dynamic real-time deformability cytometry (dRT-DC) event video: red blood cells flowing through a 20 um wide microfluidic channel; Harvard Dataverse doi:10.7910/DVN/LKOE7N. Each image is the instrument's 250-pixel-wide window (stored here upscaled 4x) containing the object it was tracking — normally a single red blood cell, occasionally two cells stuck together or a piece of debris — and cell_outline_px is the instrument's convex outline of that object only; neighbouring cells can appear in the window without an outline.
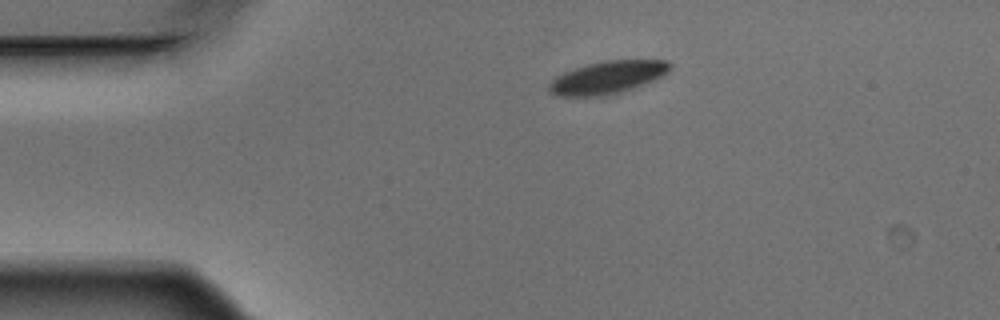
{"species": "Egyptian fruit bat (a non-hibernating species)", "species_latin": "Rousettus aegyptiacus", "temperature_condition": "warm", "stored_images_in_passage": 3, "camera_frame_rate_fps": 3000, "um_per_image_px": 0.085, "animal": {"sex": "male"}, "frame": {"image": 1, "passage_image": 1, "time_ms": 0.0, "image_size_px": [1000, 320], "cell_outline_px": [[672, 68], [664, 76], [624, 92], [600, 96], [556, 96], [548, 92], [548, 84], [556, 76], [564, 72], [588, 64], [604, 60], [668, 60], [672, 64]], "centroid_in_image_um": [51.66, 6.58], "position_along_channel_um": 33.3, "area_um2": 23.29}}
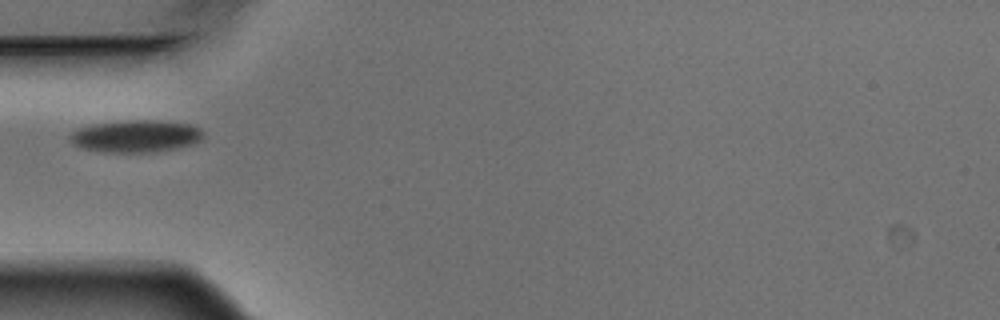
{"frame": {"image": 2, "passage_image": 3, "time_ms": 0.667, "image_size_px": [1000, 320], "cell_outline_px": [[204, 136], [196, 144], [180, 148], [156, 152], [104, 152], [84, 148], [72, 144], [68, 140], [68, 136], [72, 132], [80, 128], [92, 124], [124, 120], [156, 120], [188, 124], [200, 128], [204, 132]], "centroid_in_image_um": [11.57, 11.58], "position_along_channel_um": 73.4, "area_um2": 25.37}}